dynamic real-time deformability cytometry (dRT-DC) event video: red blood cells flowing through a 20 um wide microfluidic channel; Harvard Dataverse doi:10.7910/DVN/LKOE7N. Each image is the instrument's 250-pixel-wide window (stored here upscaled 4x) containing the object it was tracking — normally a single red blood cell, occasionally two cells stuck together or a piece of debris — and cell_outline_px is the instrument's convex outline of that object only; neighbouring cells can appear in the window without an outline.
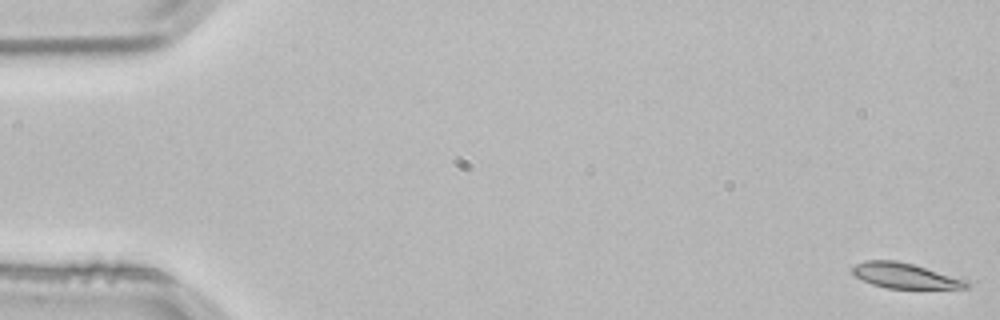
{"species": "common noctule bat (a hibernating species)", "species_latin": "Nyctalus noctula", "temperature_condition": "room temperature", "stored_images_in_passage": 3, "camera_frame_rate_fps": 3000, "um_per_image_px": 0.085, "animal": {"sex": "male", "body_mass_g": 21.5, "forearm_length_mm": 52.0}, "frame": {"image": 1, "passage_image": 1, "time_ms": 0.0, "image_size_px": [1000, 320], "cell_outline_px": [[972, 284], [968, 288], [888, 288], [872, 284], [856, 276], [852, 272], [852, 268], [856, 264], [864, 260], [896, 260], [912, 264], [968, 280]], "centroid_in_image_um": [76.95, 23.43], "position_along_channel_um": 8.1, "area_um2": 16.65}}
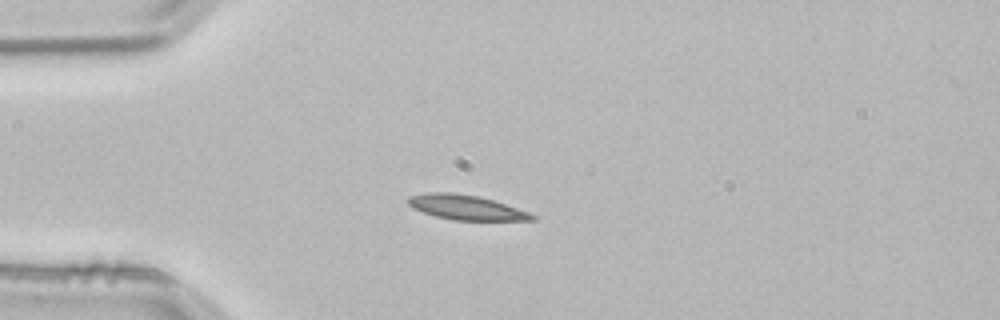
{"frame": {"image": 2, "passage_image": 3, "time_ms": 0.667, "image_size_px": [1000, 320], "cell_outline_px": [[536, 220], [456, 220], [436, 216], [412, 208], [408, 204], [408, 196], [424, 192], [452, 192], [480, 196], [528, 212], [536, 216]], "centroid_in_image_um": [39.57, 17.61], "position_along_channel_um": 45.4, "area_um2": 17.74}}